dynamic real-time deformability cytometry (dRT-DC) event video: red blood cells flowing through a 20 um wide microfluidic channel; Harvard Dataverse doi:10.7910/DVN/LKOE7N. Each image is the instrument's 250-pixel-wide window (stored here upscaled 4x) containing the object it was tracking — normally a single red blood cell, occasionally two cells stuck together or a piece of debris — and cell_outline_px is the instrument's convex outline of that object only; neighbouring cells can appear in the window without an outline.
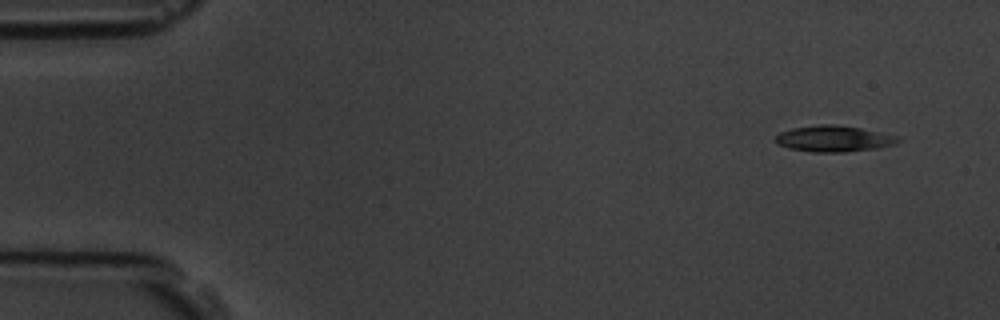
{"species": "common noctule bat (a hibernating species)", "species_latin": "Nyctalus noctula", "temperature_condition": "room temperature", "stored_images_in_passage": 5, "camera_frame_rate_fps": 3000, "um_per_image_px": 0.085, "animal": {"sex": "male", "body_mass_g": 19.5, "forearm_length_mm": 54.6}, "frame": {"image": 1, "passage_image": 1, "time_ms": 0.0, "image_size_px": [1000, 320], "cell_outline_px": [[900, 140], [896, 144], [880, 148], [844, 152], [812, 152], [788, 148], [780, 144], [776, 140], [776, 136], [780, 132], [792, 128], [820, 124], [836, 124], [860, 128], [900, 136]], "centroid_in_image_um": [70.92, 11.79], "position_along_channel_um": 14.1, "area_um2": 18.73}}
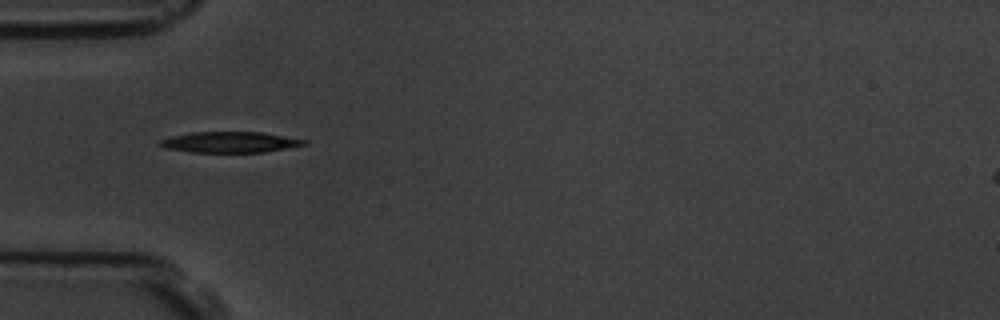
{"frame": {"image": 2, "passage_image": 4, "time_ms": 4.333, "image_size_px": [1000, 320], "cell_outline_px": [[308, 144], [264, 152], [192, 152], [164, 148], [156, 144], [160, 140], [172, 136], [192, 132], [260, 132], [308, 140]], "centroid_in_image_um": [19.52, 12.08], "position_along_channel_um": 65.5, "area_um2": 17.46}}
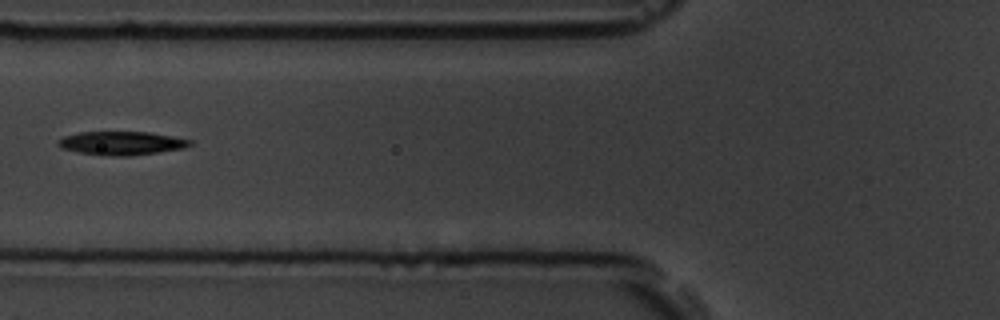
{"frame": {"image": 3, "passage_image": 5, "time_ms": 5.667, "image_size_px": [1000, 320], "cell_outline_px": [[192, 144], [184, 148], [132, 156], [100, 156], [76, 152], [60, 148], [56, 144], [56, 140], [64, 136], [80, 132], [148, 132], [172, 136], [192, 140]], "centroid_in_image_um": [10.27, 12.18], "position_along_channel_um": 115.5, "area_um2": 18.38}}